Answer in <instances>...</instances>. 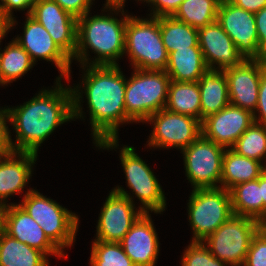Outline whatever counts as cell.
Segmentation results:
<instances>
[{"label":"cell","instance_id":"6da1fadb","mask_svg":"<svg viewBox=\"0 0 266 266\" xmlns=\"http://www.w3.org/2000/svg\"><path fill=\"white\" fill-rule=\"evenodd\" d=\"M81 83L71 86L73 119L84 118L81 101L85 93L89 108L93 143L100 149H114L120 125L132 123L125 108L127 79L118 65H84ZM82 84V85H80ZM82 88V89H81ZM84 89V92H83Z\"/></svg>","mask_w":266,"mask_h":266},{"label":"cell","instance_id":"7a4b0ae2","mask_svg":"<svg viewBox=\"0 0 266 266\" xmlns=\"http://www.w3.org/2000/svg\"><path fill=\"white\" fill-rule=\"evenodd\" d=\"M62 79L50 90L42 89L23 105L9 108V123L16 133V142L10 139L12 151L36 153L54 130L73 119V94Z\"/></svg>","mask_w":266,"mask_h":266},{"label":"cell","instance_id":"3957f363","mask_svg":"<svg viewBox=\"0 0 266 266\" xmlns=\"http://www.w3.org/2000/svg\"><path fill=\"white\" fill-rule=\"evenodd\" d=\"M103 6L102 11L107 10L110 13L91 16L88 12L77 18V48L71 60H77L81 66L118 65L116 61L125 55V31L130 15L124 12V7L121 5ZM111 11L112 15L113 11L116 15L121 12L123 18L118 19L110 15ZM88 49L97 56L92 61L88 56Z\"/></svg>","mask_w":266,"mask_h":266},{"label":"cell","instance_id":"277c9868","mask_svg":"<svg viewBox=\"0 0 266 266\" xmlns=\"http://www.w3.org/2000/svg\"><path fill=\"white\" fill-rule=\"evenodd\" d=\"M149 18L128 17L124 54L130 57L133 68L165 71L168 53L162 40L159 17Z\"/></svg>","mask_w":266,"mask_h":266},{"label":"cell","instance_id":"5b68a950","mask_svg":"<svg viewBox=\"0 0 266 266\" xmlns=\"http://www.w3.org/2000/svg\"><path fill=\"white\" fill-rule=\"evenodd\" d=\"M19 205L40 225L48 239L62 253L65 247L73 246L79 225L75 213L32 188L26 192Z\"/></svg>","mask_w":266,"mask_h":266},{"label":"cell","instance_id":"8992f818","mask_svg":"<svg viewBox=\"0 0 266 266\" xmlns=\"http://www.w3.org/2000/svg\"><path fill=\"white\" fill-rule=\"evenodd\" d=\"M131 74L126 82V114L133 122L144 123L165 108L171 80L165 71L134 68Z\"/></svg>","mask_w":266,"mask_h":266},{"label":"cell","instance_id":"52a82bcc","mask_svg":"<svg viewBox=\"0 0 266 266\" xmlns=\"http://www.w3.org/2000/svg\"><path fill=\"white\" fill-rule=\"evenodd\" d=\"M188 201L191 241H204L233 215L230 191L222 187L193 189Z\"/></svg>","mask_w":266,"mask_h":266},{"label":"cell","instance_id":"ba28073f","mask_svg":"<svg viewBox=\"0 0 266 266\" xmlns=\"http://www.w3.org/2000/svg\"><path fill=\"white\" fill-rule=\"evenodd\" d=\"M262 226L253 218L233 214L202 242L228 266H243L251 240Z\"/></svg>","mask_w":266,"mask_h":266},{"label":"cell","instance_id":"9c48e42d","mask_svg":"<svg viewBox=\"0 0 266 266\" xmlns=\"http://www.w3.org/2000/svg\"><path fill=\"white\" fill-rule=\"evenodd\" d=\"M120 160L125 173L127 187L141 202L138 207L143 213H160L166 209V198L162 187L151 168L135 153L132 146L124 145Z\"/></svg>","mask_w":266,"mask_h":266},{"label":"cell","instance_id":"30bf717a","mask_svg":"<svg viewBox=\"0 0 266 266\" xmlns=\"http://www.w3.org/2000/svg\"><path fill=\"white\" fill-rule=\"evenodd\" d=\"M225 150L226 148L206 139L202 134L181 150L185 175L192 189L220 187L218 184L221 181Z\"/></svg>","mask_w":266,"mask_h":266},{"label":"cell","instance_id":"8fae6325","mask_svg":"<svg viewBox=\"0 0 266 266\" xmlns=\"http://www.w3.org/2000/svg\"><path fill=\"white\" fill-rule=\"evenodd\" d=\"M130 194L119 185L112 189L101 208L94 240L119 243L143 214Z\"/></svg>","mask_w":266,"mask_h":266},{"label":"cell","instance_id":"7c38bea8","mask_svg":"<svg viewBox=\"0 0 266 266\" xmlns=\"http://www.w3.org/2000/svg\"><path fill=\"white\" fill-rule=\"evenodd\" d=\"M146 122L153 124V131L147 141L150 148L182 150L202 134L198 119L165 108L152 114L144 123Z\"/></svg>","mask_w":266,"mask_h":266},{"label":"cell","instance_id":"4fadbf2b","mask_svg":"<svg viewBox=\"0 0 266 266\" xmlns=\"http://www.w3.org/2000/svg\"><path fill=\"white\" fill-rule=\"evenodd\" d=\"M244 59H265L259 51L255 15L230 0H221L217 20Z\"/></svg>","mask_w":266,"mask_h":266},{"label":"cell","instance_id":"5bb4252c","mask_svg":"<svg viewBox=\"0 0 266 266\" xmlns=\"http://www.w3.org/2000/svg\"><path fill=\"white\" fill-rule=\"evenodd\" d=\"M30 15L42 24L53 41L72 59L77 48V18L53 0H33Z\"/></svg>","mask_w":266,"mask_h":266},{"label":"cell","instance_id":"9a60e30c","mask_svg":"<svg viewBox=\"0 0 266 266\" xmlns=\"http://www.w3.org/2000/svg\"><path fill=\"white\" fill-rule=\"evenodd\" d=\"M23 36L14 40L29 54L36 64L39 59L53 62L60 71L57 79L70 80L72 60L53 41L48 31L30 14L26 16Z\"/></svg>","mask_w":266,"mask_h":266},{"label":"cell","instance_id":"2e32d148","mask_svg":"<svg viewBox=\"0 0 266 266\" xmlns=\"http://www.w3.org/2000/svg\"><path fill=\"white\" fill-rule=\"evenodd\" d=\"M266 59H244L223 70L228 83L230 104L254 113L257 108L261 73Z\"/></svg>","mask_w":266,"mask_h":266},{"label":"cell","instance_id":"e0dca14e","mask_svg":"<svg viewBox=\"0 0 266 266\" xmlns=\"http://www.w3.org/2000/svg\"><path fill=\"white\" fill-rule=\"evenodd\" d=\"M253 123V113L229 104L205 118L201 123V130L206 139L224 148H231Z\"/></svg>","mask_w":266,"mask_h":266},{"label":"cell","instance_id":"ac0fdd59","mask_svg":"<svg viewBox=\"0 0 266 266\" xmlns=\"http://www.w3.org/2000/svg\"><path fill=\"white\" fill-rule=\"evenodd\" d=\"M4 232L18 241L43 252L47 257H65L45 235L40 225L19 205L9 203L5 213Z\"/></svg>","mask_w":266,"mask_h":266},{"label":"cell","instance_id":"d6986e66","mask_svg":"<svg viewBox=\"0 0 266 266\" xmlns=\"http://www.w3.org/2000/svg\"><path fill=\"white\" fill-rule=\"evenodd\" d=\"M198 42L208 69L224 70L244 60L217 21L198 29Z\"/></svg>","mask_w":266,"mask_h":266},{"label":"cell","instance_id":"ffe728a7","mask_svg":"<svg viewBox=\"0 0 266 266\" xmlns=\"http://www.w3.org/2000/svg\"><path fill=\"white\" fill-rule=\"evenodd\" d=\"M149 213H143L119 242L136 266H155L159 238Z\"/></svg>","mask_w":266,"mask_h":266},{"label":"cell","instance_id":"44dd1931","mask_svg":"<svg viewBox=\"0 0 266 266\" xmlns=\"http://www.w3.org/2000/svg\"><path fill=\"white\" fill-rule=\"evenodd\" d=\"M38 154L22 151L0 153V204L7 206V198L22 193L32 177Z\"/></svg>","mask_w":266,"mask_h":266},{"label":"cell","instance_id":"7402d4cb","mask_svg":"<svg viewBox=\"0 0 266 266\" xmlns=\"http://www.w3.org/2000/svg\"><path fill=\"white\" fill-rule=\"evenodd\" d=\"M201 123L230 104L228 83L223 70L208 69L199 79Z\"/></svg>","mask_w":266,"mask_h":266},{"label":"cell","instance_id":"603a6c76","mask_svg":"<svg viewBox=\"0 0 266 266\" xmlns=\"http://www.w3.org/2000/svg\"><path fill=\"white\" fill-rule=\"evenodd\" d=\"M266 169L263 162L239 155L231 148H226L222 159L220 187L230 190L235 185L260 177Z\"/></svg>","mask_w":266,"mask_h":266},{"label":"cell","instance_id":"cb8c5ba5","mask_svg":"<svg viewBox=\"0 0 266 266\" xmlns=\"http://www.w3.org/2000/svg\"><path fill=\"white\" fill-rule=\"evenodd\" d=\"M207 70L200 47H188L168 55L165 72L172 81L197 82Z\"/></svg>","mask_w":266,"mask_h":266},{"label":"cell","instance_id":"d4e9b609","mask_svg":"<svg viewBox=\"0 0 266 266\" xmlns=\"http://www.w3.org/2000/svg\"><path fill=\"white\" fill-rule=\"evenodd\" d=\"M229 191L233 214L253 218L263 225L261 175L257 179L239 183Z\"/></svg>","mask_w":266,"mask_h":266},{"label":"cell","instance_id":"484cf974","mask_svg":"<svg viewBox=\"0 0 266 266\" xmlns=\"http://www.w3.org/2000/svg\"><path fill=\"white\" fill-rule=\"evenodd\" d=\"M165 109L191 116L201 122V97L198 81L182 82L171 80Z\"/></svg>","mask_w":266,"mask_h":266},{"label":"cell","instance_id":"4316f807","mask_svg":"<svg viewBox=\"0 0 266 266\" xmlns=\"http://www.w3.org/2000/svg\"><path fill=\"white\" fill-rule=\"evenodd\" d=\"M48 257L41 251L9 236H0V266H49Z\"/></svg>","mask_w":266,"mask_h":266},{"label":"cell","instance_id":"83f0119b","mask_svg":"<svg viewBox=\"0 0 266 266\" xmlns=\"http://www.w3.org/2000/svg\"><path fill=\"white\" fill-rule=\"evenodd\" d=\"M0 48V86L22 78L35 63L29 54L14 40Z\"/></svg>","mask_w":266,"mask_h":266},{"label":"cell","instance_id":"f1b7e54d","mask_svg":"<svg viewBox=\"0 0 266 266\" xmlns=\"http://www.w3.org/2000/svg\"><path fill=\"white\" fill-rule=\"evenodd\" d=\"M160 32L168 55L178 49L199 47L198 29L174 19L172 16L159 17Z\"/></svg>","mask_w":266,"mask_h":266},{"label":"cell","instance_id":"f546056e","mask_svg":"<svg viewBox=\"0 0 266 266\" xmlns=\"http://www.w3.org/2000/svg\"><path fill=\"white\" fill-rule=\"evenodd\" d=\"M221 0H184L172 15L178 21L200 29L217 20Z\"/></svg>","mask_w":266,"mask_h":266},{"label":"cell","instance_id":"4dcf8cb0","mask_svg":"<svg viewBox=\"0 0 266 266\" xmlns=\"http://www.w3.org/2000/svg\"><path fill=\"white\" fill-rule=\"evenodd\" d=\"M231 149L239 155L259 162L266 160V126L254 122Z\"/></svg>","mask_w":266,"mask_h":266},{"label":"cell","instance_id":"1f68e13d","mask_svg":"<svg viewBox=\"0 0 266 266\" xmlns=\"http://www.w3.org/2000/svg\"><path fill=\"white\" fill-rule=\"evenodd\" d=\"M91 247V266H136L120 243L94 240Z\"/></svg>","mask_w":266,"mask_h":266},{"label":"cell","instance_id":"d6a6232c","mask_svg":"<svg viewBox=\"0 0 266 266\" xmlns=\"http://www.w3.org/2000/svg\"><path fill=\"white\" fill-rule=\"evenodd\" d=\"M182 266H228L211 254L202 241H191L181 258Z\"/></svg>","mask_w":266,"mask_h":266},{"label":"cell","instance_id":"836d02e7","mask_svg":"<svg viewBox=\"0 0 266 266\" xmlns=\"http://www.w3.org/2000/svg\"><path fill=\"white\" fill-rule=\"evenodd\" d=\"M243 266H266V226L253 236Z\"/></svg>","mask_w":266,"mask_h":266},{"label":"cell","instance_id":"e575fe53","mask_svg":"<svg viewBox=\"0 0 266 266\" xmlns=\"http://www.w3.org/2000/svg\"><path fill=\"white\" fill-rule=\"evenodd\" d=\"M0 11L9 20V29L17 24L13 17V10L25 11L27 15L31 13L33 0H0Z\"/></svg>","mask_w":266,"mask_h":266},{"label":"cell","instance_id":"d590c367","mask_svg":"<svg viewBox=\"0 0 266 266\" xmlns=\"http://www.w3.org/2000/svg\"><path fill=\"white\" fill-rule=\"evenodd\" d=\"M184 0H149L150 17L172 16ZM152 5V6H151ZM153 10V11H152Z\"/></svg>","mask_w":266,"mask_h":266},{"label":"cell","instance_id":"8d00e7d4","mask_svg":"<svg viewBox=\"0 0 266 266\" xmlns=\"http://www.w3.org/2000/svg\"><path fill=\"white\" fill-rule=\"evenodd\" d=\"M253 115L255 123L266 126V67L261 73L257 108Z\"/></svg>","mask_w":266,"mask_h":266},{"label":"cell","instance_id":"74e56055","mask_svg":"<svg viewBox=\"0 0 266 266\" xmlns=\"http://www.w3.org/2000/svg\"><path fill=\"white\" fill-rule=\"evenodd\" d=\"M58 3L65 11L76 18L84 16L90 12V8L95 0H53Z\"/></svg>","mask_w":266,"mask_h":266},{"label":"cell","instance_id":"f35d334b","mask_svg":"<svg viewBox=\"0 0 266 266\" xmlns=\"http://www.w3.org/2000/svg\"><path fill=\"white\" fill-rule=\"evenodd\" d=\"M8 106L0 108V153L11 151V130L8 128L9 121Z\"/></svg>","mask_w":266,"mask_h":266},{"label":"cell","instance_id":"ab89813d","mask_svg":"<svg viewBox=\"0 0 266 266\" xmlns=\"http://www.w3.org/2000/svg\"><path fill=\"white\" fill-rule=\"evenodd\" d=\"M256 30L259 41V51L266 59V6L255 14Z\"/></svg>","mask_w":266,"mask_h":266},{"label":"cell","instance_id":"60d3db41","mask_svg":"<svg viewBox=\"0 0 266 266\" xmlns=\"http://www.w3.org/2000/svg\"><path fill=\"white\" fill-rule=\"evenodd\" d=\"M236 6L255 14L266 6V0H230Z\"/></svg>","mask_w":266,"mask_h":266},{"label":"cell","instance_id":"b9f144b4","mask_svg":"<svg viewBox=\"0 0 266 266\" xmlns=\"http://www.w3.org/2000/svg\"><path fill=\"white\" fill-rule=\"evenodd\" d=\"M261 193L263 198V225L266 224V169L261 173Z\"/></svg>","mask_w":266,"mask_h":266},{"label":"cell","instance_id":"7bdbcfd3","mask_svg":"<svg viewBox=\"0 0 266 266\" xmlns=\"http://www.w3.org/2000/svg\"><path fill=\"white\" fill-rule=\"evenodd\" d=\"M9 20L0 11V43L9 32Z\"/></svg>","mask_w":266,"mask_h":266},{"label":"cell","instance_id":"ee69618b","mask_svg":"<svg viewBox=\"0 0 266 266\" xmlns=\"http://www.w3.org/2000/svg\"><path fill=\"white\" fill-rule=\"evenodd\" d=\"M6 209L7 206L0 204V236L4 233Z\"/></svg>","mask_w":266,"mask_h":266},{"label":"cell","instance_id":"f6af8a7d","mask_svg":"<svg viewBox=\"0 0 266 266\" xmlns=\"http://www.w3.org/2000/svg\"><path fill=\"white\" fill-rule=\"evenodd\" d=\"M125 2H126V0H106L105 4L121 5V6L125 7V5H124Z\"/></svg>","mask_w":266,"mask_h":266},{"label":"cell","instance_id":"bcb514c9","mask_svg":"<svg viewBox=\"0 0 266 266\" xmlns=\"http://www.w3.org/2000/svg\"><path fill=\"white\" fill-rule=\"evenodd\" d=\"M137 1H143V2H146L147 3L149 0H137Z\"/></svg>","mask_w":266,"mask_h":266}]
</instances>
